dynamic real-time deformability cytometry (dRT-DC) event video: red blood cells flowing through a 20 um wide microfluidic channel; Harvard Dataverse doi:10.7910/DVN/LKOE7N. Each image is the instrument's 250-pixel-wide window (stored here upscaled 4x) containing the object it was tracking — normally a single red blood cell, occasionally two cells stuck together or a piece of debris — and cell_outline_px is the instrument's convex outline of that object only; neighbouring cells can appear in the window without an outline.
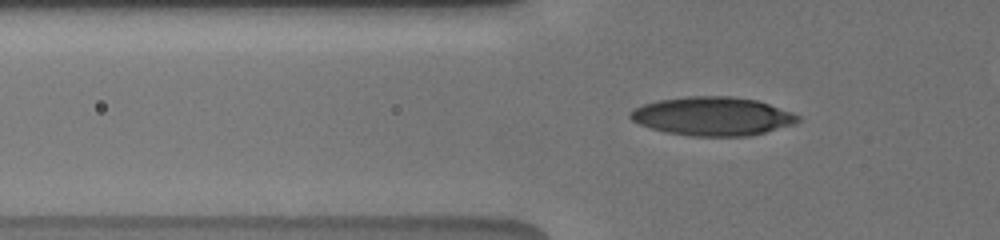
{"species": "human", "species_latin": "Homo sapiens", "temperature_condition": "cold", "stored_images_in_passage": 38, "camera_frame_rate_fps": 3000, "um_per_image_px": 0.085, "donor": {"sex": "male"}, "frame": {"image": 1, "passage_image": 6, "time_ms": 1.667, "image_size_px": [1000, 240], "cell_outline_px": [[800, 120], [796, 124], [748, 136], [692, 136], [664, 132], [640, 124], [632, 120], [628, 116], [628, 112], [644, 104], [660, 100], [688, 96], [732, 96], [756, 100], [792, 112], [800, 116]], "centroid_in_image_um": [60.58, 9.88], "position_along_channel_um": 65.2, "area_um2": 37.63}}
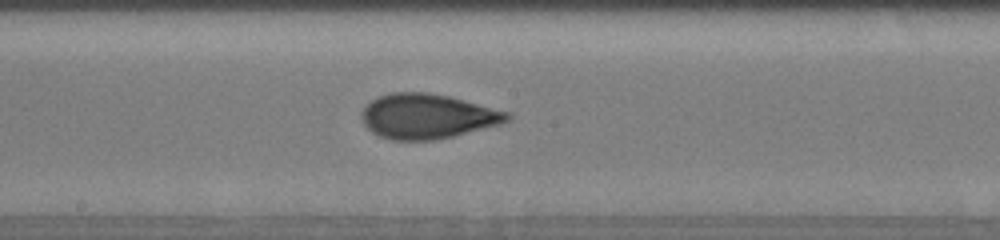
{"frame": {"image": 2, "passage_image": 18, "time_ms": 5.667, "image_size_px": [1000, 240], "cell_outline_px": [[512, 116], [508, 120], [500, 124], [452, 136], [432, 140], [392, 140], [380, 136], [372, 132], [364, 124], [360, 116], [364, 108], [372, 100], [388, 92], [428, 92], [448, 96], [512, 112]], "centroid_in_image_um": [36.33, 9.87], "position_along_channel_um": 211.9, "area_um2": 37.92}}
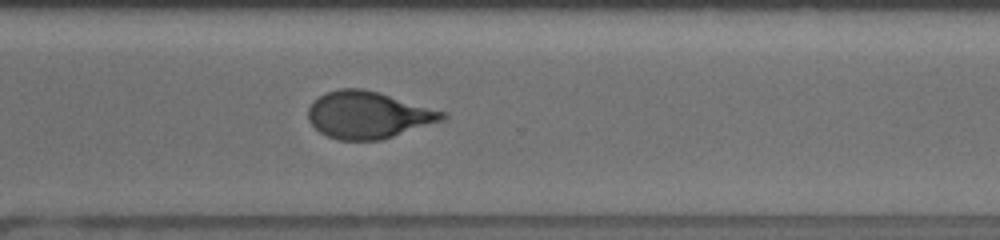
{"frame": {"image": 3, "passage_image": 28, "time_ms": 9.0, "image_size_px": [1000, 240], "cell_outline_px": [[448, 116], [444, 120], [380, 140], [340, 140], [328, 136], [320, 132], [308, 120], [308, 108], [320, 96], [328, 92], [340, 88], [360, 88], [376, 92], [448, 112]], "centroid_in_image_um": [31.32, 9.78], "position_along_channel_um": 339.3, "area_um2": 36.36}}